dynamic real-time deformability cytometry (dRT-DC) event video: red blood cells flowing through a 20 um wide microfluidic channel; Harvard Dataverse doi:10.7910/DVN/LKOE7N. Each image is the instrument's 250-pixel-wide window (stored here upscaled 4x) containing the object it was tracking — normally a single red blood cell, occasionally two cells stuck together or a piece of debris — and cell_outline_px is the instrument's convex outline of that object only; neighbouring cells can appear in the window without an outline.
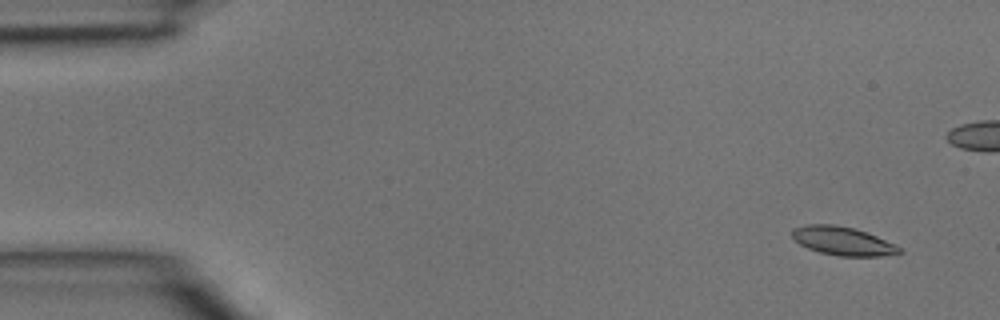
{"species": "common noctule bat (a hibernating species)", "species_latin": "Nyctalus noctula", "temperature_condition": "room temperature", "stored_images_in_passage": 5, "camera_frame_rate_fps": 3000, "um_per_image_px": 0.085, "animal": {"sex": "male", "body_mass_g": 15.6}, "frame": {"image": 1, "passage_image": 1, "time_ms": 0.0, "image_size_px": [1000, 320], "cell_outline_px": [[904, 252], [880, 256], [840, 256], [820, 252], [808, 248], [800, 244], [792, 236], [792, 228], [804, 224], [836, 224], [868, 232], [896, 244]], "centroid_in_image_um": [71.64, 20.47], "position_along_channel_um": 13.4, "area_um2": 17.92}}
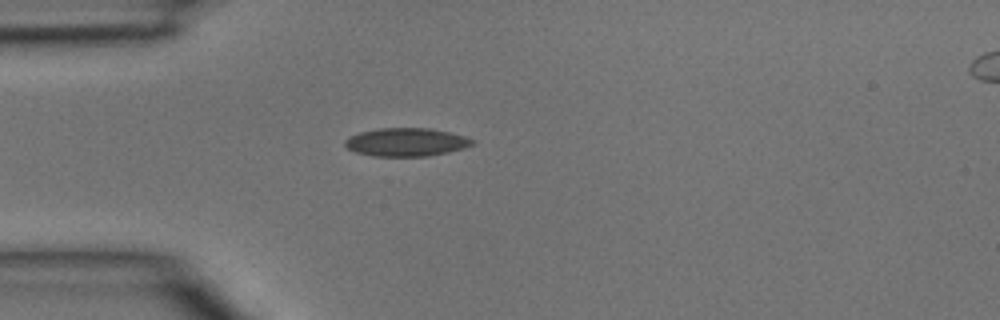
{"frame": {"image": 2, "passage_image": 5, "time_ms": 1.333, "image_size_px": [1000, 320], "cell_outline_px": [[476, 144], [464, 148], [448, 152], [428, 156], [372, 156], [356, 152], [348, 148], [344, 144], [344, 140], [360, 132], [380, 128], [428, 128], [448, 132], [464, 136], [476, 140]], "centroid_in_image_um": [34.56, 12.08], "position_along_channel_um": 50.4, "area_um2": 20.92}}